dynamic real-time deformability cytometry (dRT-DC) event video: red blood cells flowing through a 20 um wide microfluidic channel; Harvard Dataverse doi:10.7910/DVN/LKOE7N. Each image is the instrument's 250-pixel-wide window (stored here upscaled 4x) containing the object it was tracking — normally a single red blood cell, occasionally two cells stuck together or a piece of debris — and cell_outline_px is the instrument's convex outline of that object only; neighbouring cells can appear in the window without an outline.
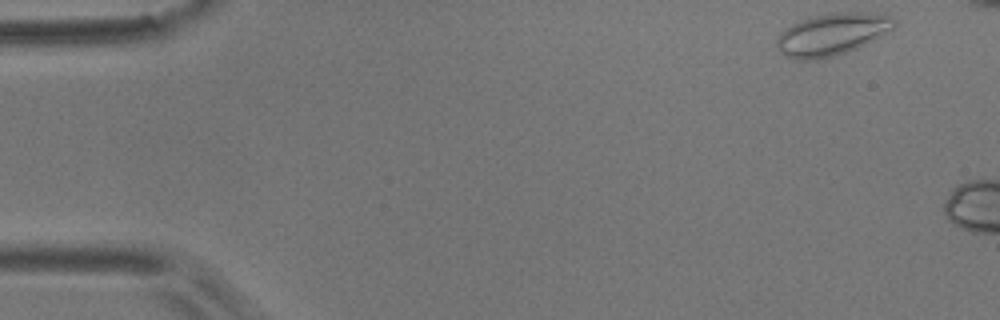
{"species": "common noctule bat (a hibernating species)", "species_latin": "Nyctalus noctula", "temperature_condition": "room temperature", "stored_images_in_passage": 5, "camera_frame_rate_fps": 3000, "um_per_image_px": 0.085, "animal": {"sex": "male", "body_mass_g": 17.9}, "frame": {"image": 1, "passage_image": 1, "time_ms": 0.0, "image_size_px": [1000, 320], "cell_outline_px": [[896, 24], [892, 28], [880, 36], [856, 48], [832, 56], [816, 60], [796, 60], [780, 52], [776, 48], [776, 36], [780, 32], [792, 24], [800, 20], [816, 16], [836, 12], [856, 12], [892, 16], [896, 20]], "centroid_in_image_um": [70.66, 2.92], "position_along_channel_um": 14.3, "area_um2": 28.44}}